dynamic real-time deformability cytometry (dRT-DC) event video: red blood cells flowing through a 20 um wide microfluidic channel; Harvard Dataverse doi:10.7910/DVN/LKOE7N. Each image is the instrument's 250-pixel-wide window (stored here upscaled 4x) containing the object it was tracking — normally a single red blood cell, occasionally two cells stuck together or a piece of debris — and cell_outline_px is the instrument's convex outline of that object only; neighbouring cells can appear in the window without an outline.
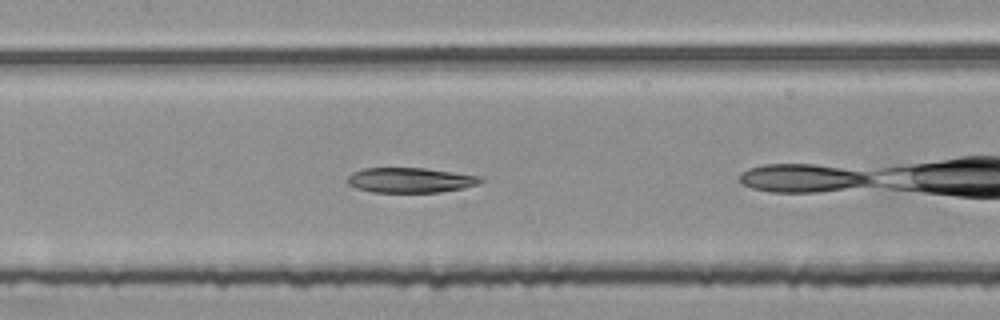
{"species": "common noctule bat (a hibernating species)", "species_latin": "Nyctalus noctula", "temperature_condition": "room temperature", "stored_images_in_passage": 20, "camera_frame_rate_fps": 3000, "um_per_image_px": 0.085, "animal": {"sex": "female", "body_mass_g": 25.1}, "frame": {"image": 1, "passage_image": 9, "time_ms": 2.667, "image_size_px": [1000, 320], "cell_outline_px": [[484, 180], [480, 184], [464, 188], [440, 192], [372, 192], [356, 188], [348, 184], [348, 176], [352, 172], [364, 168], [424, 168], [480, 176]], "centroid_in_image_um": [34.89, 15.31], "position_along_channel_um": 172.5, "area_um2": 19.42}}